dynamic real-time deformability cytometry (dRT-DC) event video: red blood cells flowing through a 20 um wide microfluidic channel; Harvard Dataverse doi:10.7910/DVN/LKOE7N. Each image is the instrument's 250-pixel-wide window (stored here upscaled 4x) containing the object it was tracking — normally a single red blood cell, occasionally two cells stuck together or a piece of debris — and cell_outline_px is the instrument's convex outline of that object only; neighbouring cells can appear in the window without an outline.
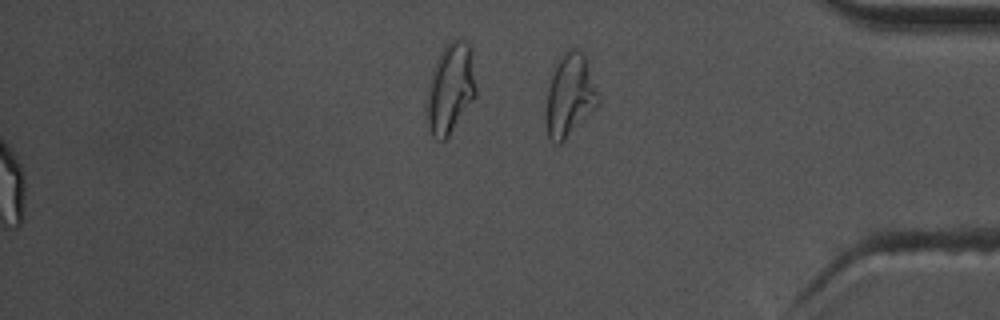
{"species": "common noctule bat (a hibernating species)", "species_latin": "Nyctalus noctula", "temperature_condition": "warm", "stored_images_in_passage": 55, "segment_of_instrument_passage": [2, 2], "camera_frame_rate_fps": 3000, "um_per_image_px": 0.085, "animal": {"sex": "male", "body_mass_g": 17.5, "forearm_length_mm": 52.3}, "frame": {"image": 1, "passage_image": 55, "time_ms": 18.0, "image_size_px": [1000, 320], "cell_outline_px": [[600, 104], [560, 144], [556, 144], [548, 136], [544, 116], [548, 88], [556, 64], [560, 56], [568, 48], [576, 48], [584, 52], [600, 96]], "centroid_in_image_um": [48.44, 8.1], "position_along_channel_um": 386.8, "area_um2": 25.43}}